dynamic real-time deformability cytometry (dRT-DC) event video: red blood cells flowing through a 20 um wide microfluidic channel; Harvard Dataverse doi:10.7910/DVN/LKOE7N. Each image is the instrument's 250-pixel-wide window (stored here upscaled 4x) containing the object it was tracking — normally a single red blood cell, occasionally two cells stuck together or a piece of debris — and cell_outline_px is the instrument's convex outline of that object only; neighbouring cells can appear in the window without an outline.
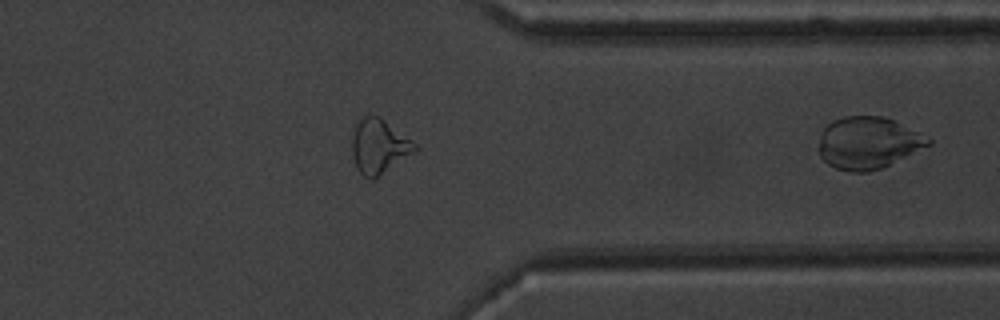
{"species": "common noctule bat (a hibernating species)", "species_latin": "Nyctalus noctula", "temperature_condition": "warm", "stored_images_in_passage": 39, "segment_of_instrument_passage": [2, 2], "camera_frame_rate_fps": 3000, "um_per_image_px": 0.085, "animal": {"sex": "male", "body_mass_g": 20.1, "forearm_length_mm": 53.5}, "frame": {"image": 1, "passage_image": 39, "time_ms": 12.667, "image_size_px": [1000, 320], "cell_outline_px": [[932, 144], [880, 168], [868, 172], [848, 172], [836, 168], [828, 164], [820, 156], [820, 132], [832, 120], [844, 116], [884, 116], [920, 132], [932, 140]], "centroid_in_image_um": [73.78, 12.13], "position_along_channel_um": 337.6, "area_um2": 33.06}}